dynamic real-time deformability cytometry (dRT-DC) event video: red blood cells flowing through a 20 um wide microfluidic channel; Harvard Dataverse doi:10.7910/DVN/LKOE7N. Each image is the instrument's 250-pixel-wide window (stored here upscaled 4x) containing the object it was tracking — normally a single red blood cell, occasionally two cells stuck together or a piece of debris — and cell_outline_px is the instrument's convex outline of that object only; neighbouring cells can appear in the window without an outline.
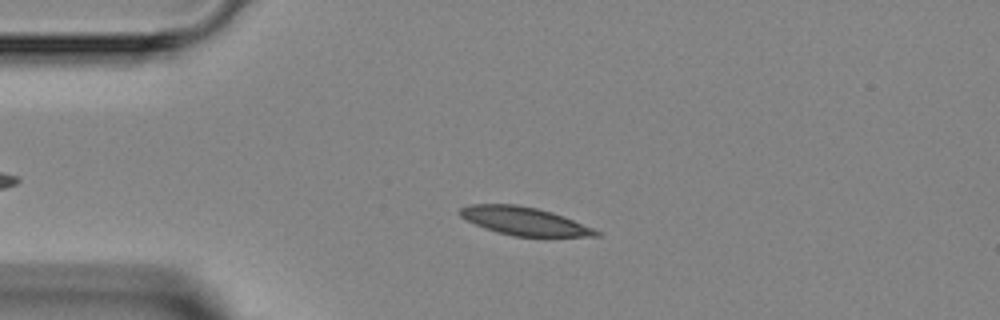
{"species": "Egyptian fruit bat (a non-hibernating species)", "species_latin": "Rousettus aegyptiacus", "temperature_condition": "room temperature", "stored_images_in_passage": 3, "camera_frame_rate_fps": 3000, "um_per_image_px": 0.085, "animal": {"sex": "female"}, "frame": {"image": 1, "passage_image": 3, "time_ms": 3.0, "image_size_px": [1000, 320], "cell_outline_px": [[600, 236], [512, 236], [496, 232], [484, 228], [460, 216], [460, 208], [468, 204], [516, 204], [536, 208], [552, 212], [564, 216], [592, 228], [600, 232]], "centroid_in_image_um": [44.53, 18.79], "position_along_channel_um": 40.5, "area_um2": 22.08}}